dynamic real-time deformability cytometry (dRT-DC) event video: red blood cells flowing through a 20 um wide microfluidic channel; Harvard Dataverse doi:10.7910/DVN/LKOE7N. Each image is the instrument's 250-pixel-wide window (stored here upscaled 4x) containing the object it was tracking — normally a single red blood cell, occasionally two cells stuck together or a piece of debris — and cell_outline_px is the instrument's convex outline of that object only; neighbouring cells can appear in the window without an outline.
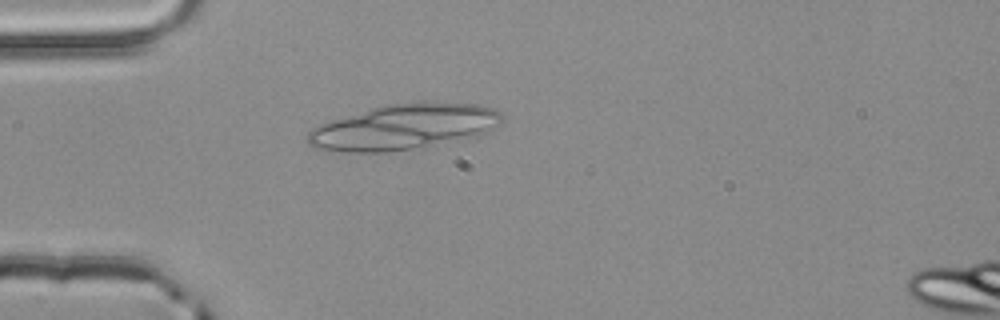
{"species": "common noctule bat (a hibernating species)", "species_latin": "Nyctalus noctula", "temperature_condition": "room temperature", "stored_images_in_passage": 3, "segment_of_instrument_passage": [1, 2], "camera_frame_rate_fps": 3000, "um_per_image_px": 0.085, "animal": {"sex": "male", "body_mass_g": 20.4}, "frame": {"image": 1, "passage_image": 2, "time_ms": 0.333, "image_size_px": [1000, 320], "cell_outline_px": [[504, 120], [500, 124], [488, 132], [476, 136], [424, 148], [388, 152], [340, 152], [312, 148], [308, 144], [308, 132], [312, 128], [320, 124], [332, 120], [372, 108], [388, 104], [476, 104], [496, 108], [500, 112]], "centroid_in_image_um": [34.33, 10.84], "position_along_channel_um": 50.7, "area_um2": 51.1}}